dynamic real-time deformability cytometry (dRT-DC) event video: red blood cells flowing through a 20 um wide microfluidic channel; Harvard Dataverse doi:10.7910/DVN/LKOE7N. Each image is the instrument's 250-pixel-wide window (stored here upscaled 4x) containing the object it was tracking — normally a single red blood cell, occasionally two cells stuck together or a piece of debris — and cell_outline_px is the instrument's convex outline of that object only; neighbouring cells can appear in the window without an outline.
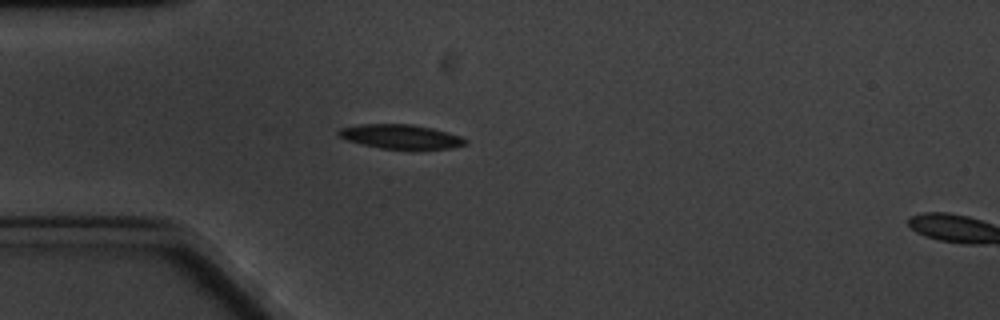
{"species": "common noctule bat (a hibernating species)", "species_latin": "Nyctalus noctula", "temperature_condition": "cold", "stored_images_in_passage": 5, "camera_frame_rate_fps": 3000, "um_per_image_px": 0.085, "animal": {"sex": "male", "body_mass_g": 20.1, "forearm_length_mm": 53.5}, "frame": {"image": 1, "passage_image": 4, "time_ms": 3.667, "image_size_px": [1000, 320], "cell_outline_px": [[468, 144], [452, 148], [380, 148], [348, 140], [340, 136], [336, 132], [340, 128], [360, 124], [412, 124], [432, 128], [448, 132], [460, 136], [468, 140]], "centroid_in_image_um": [34.09, 11.59], "position_along_channel_um": 50.9, "area_um2": 17.63}}